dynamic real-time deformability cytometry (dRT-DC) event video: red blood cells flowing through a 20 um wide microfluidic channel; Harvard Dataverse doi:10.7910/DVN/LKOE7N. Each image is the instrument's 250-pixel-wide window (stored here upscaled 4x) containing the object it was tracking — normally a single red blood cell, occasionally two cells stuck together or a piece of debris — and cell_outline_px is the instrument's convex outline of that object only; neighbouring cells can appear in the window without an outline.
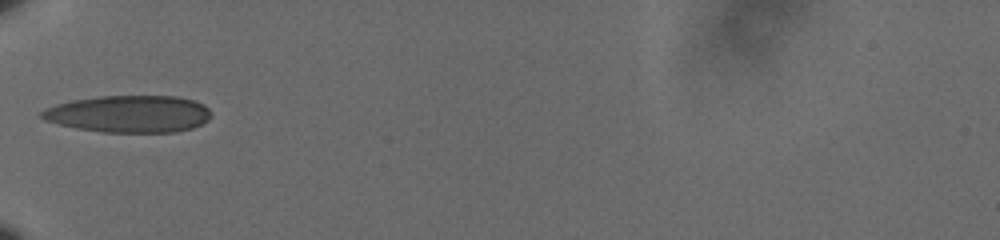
{"species": "human", "species_latin": "Homo sapiens", "temperature_condition": "cold", "stored_images_in_passage": 24, "camera_frame_rate_fps": 3000, "um_per_image_px": 0.085, "donor": {"sex": "male"}, "frame": {"image": 1, "passage_image": 1, "time_ms": 0.0, "image_size_px": [1000, 240], "cell_outline_px": [[212, 116], [208, 120], [192, 128], [176, 132], [104, 132], [76, 128], [44, 120], [40, 116], [40, 112], [44, 108], [56, 104], [72, 100], [100, 96], [176, 96], [192, 100], [204, 104], [212, 112]], "centroid_in_image_um": [10.97, 9.68], "position_along_channel_um": 74.0, "area_um2": 36.7}}
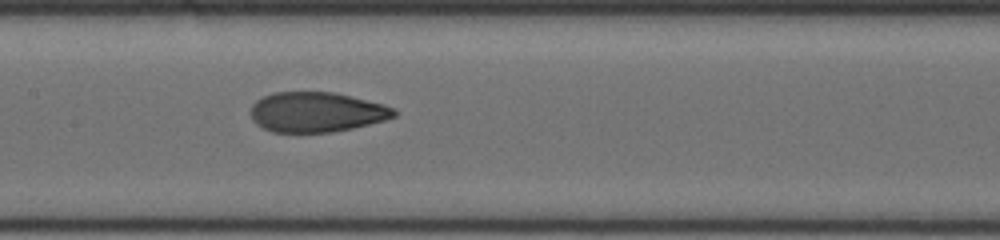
{"frame": {"image": 2, "passage_image": 10, "time_ms": 3.0, "image_size_px": [1000, 240], "cell_outline_px": [[396, 116], [384, 120], [352, 128], [332, 132], [272, 132], [256, 124], [252, 120], [248, 112], [252, 104], [256, 100], [264, 96], [276, 92], [332, 92], [384, 104], [396, 108]], "centroid_in_image_um": [26.87, 9.53], "position_along_channel_um": 180.5, "area_um2": 33.47}}
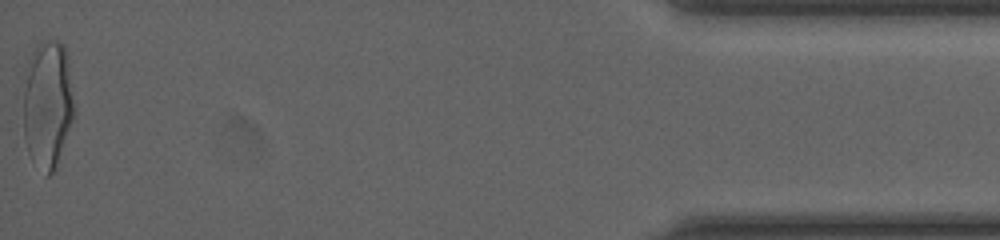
{"frame": {"image": 3, "passage_image": 24, "time_ms": 7.667, "image_size_px": [1000, 240], "cell_outline_px": [[76, 112], [56, 168], [48, 176], [24, 136], [24, 92], [32, 52], [36, 44], [44, 40], [60, 40], [64, 44], [68, 56], [76, 108]], "centroid_in_image_um": [4.14, 8.72], "position_along_channel_um": 431.1, "area_um2": 37.22}, "authors_computed_cell_mechanics": {"area_um2": 34.8823, "velocity_mm_per_s": 3.6765, "shape_relaxation_time_tau1_ms": null, "shape_relaxation_time_tau2_ms": 1.3476, "deformation_change_tau1": null, "deformation_change_tau2": 0.0705}}